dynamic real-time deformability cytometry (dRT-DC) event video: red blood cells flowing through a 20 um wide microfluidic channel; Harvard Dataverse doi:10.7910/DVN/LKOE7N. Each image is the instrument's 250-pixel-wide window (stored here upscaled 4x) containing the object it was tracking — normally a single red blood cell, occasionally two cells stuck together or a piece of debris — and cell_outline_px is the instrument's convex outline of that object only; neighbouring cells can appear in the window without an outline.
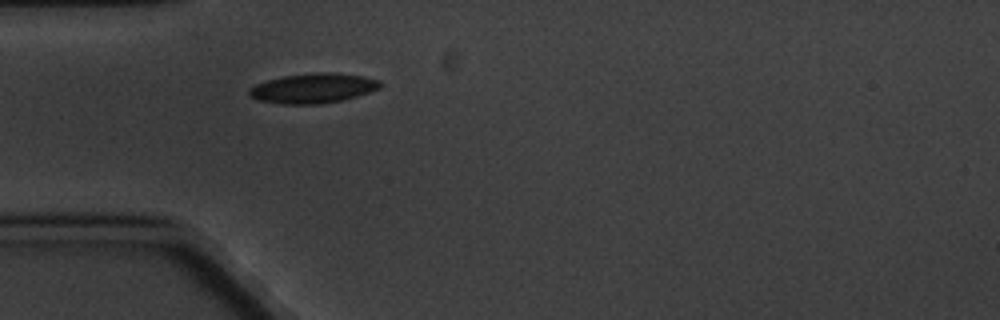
{"species": "common noctule bat (a hibernating species)", "species_latin": "Nyctalus noctula", "temperature_condition": "cold", "stored_images_in_passage": 1, "camera_frame_rate_fps": 3000, "um_per_image_px": 0.085, "animal": {"sex": "male", "body_mass_g": 20.1, "forearm_length_mm": 53.5}, "frame": {"image": 1, "passage_image": 1, "time_ms": 0.0, "image_size_px": [1000, 320], "cell_outline_px": [[384, 84], [380, 88], [344, 100], [320, 104], [280, 104], [256, 100], [248, 96], [248, 88], [256, 84], [268, 80], [284, 76], [316, 72], [336, 72], [364, 76], [380, 80]], "centroid_in_image_um": [26.61, 7.5], "position_along_channel_um": 58.4, "area_um2": 23.06}}